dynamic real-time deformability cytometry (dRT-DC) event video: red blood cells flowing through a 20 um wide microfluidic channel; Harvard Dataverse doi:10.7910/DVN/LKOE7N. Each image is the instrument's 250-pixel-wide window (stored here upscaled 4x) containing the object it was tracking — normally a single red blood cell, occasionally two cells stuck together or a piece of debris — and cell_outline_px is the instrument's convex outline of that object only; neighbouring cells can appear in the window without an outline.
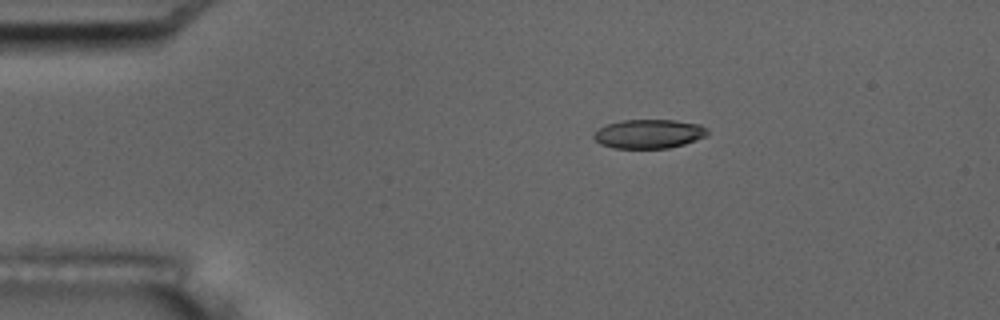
{"species": "common noctule bat (a hibernating species)", "species_latin": "Nyctalus noctula", "temperature_condition": "room temperature", "stored_images_in_passage": 5, "camera_frame_rate_fps": 3000, "um_per_image_px": 0.085, "animal": {"sex": "male", "body_mass_g": 17.5, "forearm_length_mm": 52.3}, "frame": {"image": 1, "passage_image": 3, "time_ms": 3.333, "image_size_px": [1000, 320], "cell_outline_px": [[708, 136], [684, 144], [668, 148], [616, 148], [600, 144], [592, 136], [600, 128], [608, 124], [620, 120], [676, 120], [700, 124], [708, 128]], "centroid_in_image_um": [55.2, 11.37], "position_along_channel_um": 29.8, "area_um2": 19.25}}